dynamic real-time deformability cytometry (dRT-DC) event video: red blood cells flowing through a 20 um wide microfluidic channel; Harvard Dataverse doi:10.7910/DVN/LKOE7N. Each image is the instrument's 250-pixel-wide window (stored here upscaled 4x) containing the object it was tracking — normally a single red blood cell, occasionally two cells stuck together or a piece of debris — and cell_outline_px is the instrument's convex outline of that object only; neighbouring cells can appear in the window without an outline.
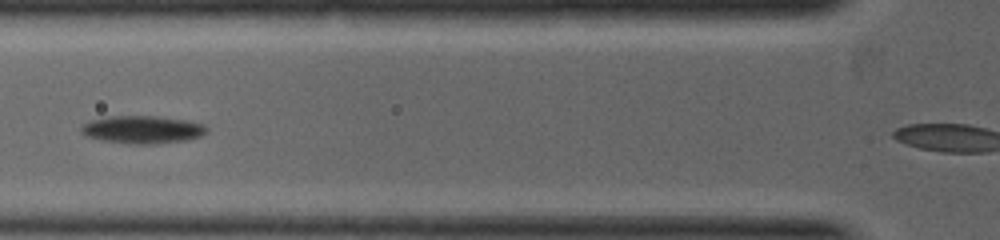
{"species": "common noctule bat (a hibernating species)", "species_latin": "Nyctalus noctula", "temperature_condition": "warm", "stored_images_in_passage": 9, "segment_of_instrument_passage": [1, 2], "camera_frame_rate_fps": 5000, "um_per_image_px": 0.085, "animal": {"sex": "female", "body_mass_g": 19.0, "forearm_length_mm": 53.3}, "frame": {"image": 1, "passage_image": 6, "time_ms": 1.6, "image_size_px": [1000, 240], "cell_outline_px": [[208, 132], [200, 136], [188, 140], [156, 144], [136, 144], [100, 140], [84, 136], [80, 132], [80, 128], [88, 120], [108, 116], [156, 116], [188, 120], [204, 124], [208, 128]], "centroid_in_image_um": [12.1, 11.01], "position_along_channel_um": 113.7, "area_um2": 20.63}}
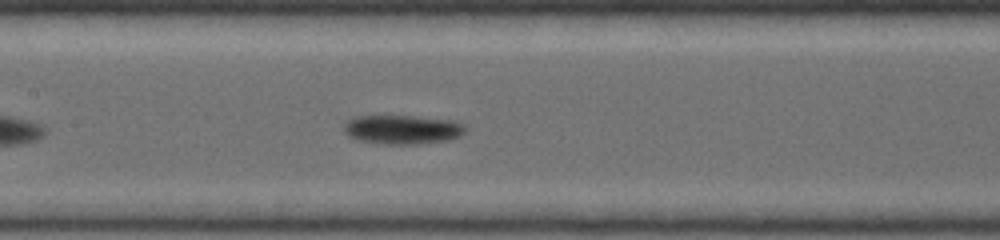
{"frame": {"image": 2, "passage_image": 8, "time_ms": 2.4, "image_size_px": [1000, 240], "cell_outline_px": [[468, 128], [460, 136], [448, 140], [416, 144], [384, 144], [356, 140], [348, 136], [344, 132], [344, 124], [348, 120], [356, 116], [412, 116], [456, 120], [464, 124]], "centroid_in_image_um": [34.23, 11.01], "position_along_channel_um": 173.2, "area_um2": 20.81}}